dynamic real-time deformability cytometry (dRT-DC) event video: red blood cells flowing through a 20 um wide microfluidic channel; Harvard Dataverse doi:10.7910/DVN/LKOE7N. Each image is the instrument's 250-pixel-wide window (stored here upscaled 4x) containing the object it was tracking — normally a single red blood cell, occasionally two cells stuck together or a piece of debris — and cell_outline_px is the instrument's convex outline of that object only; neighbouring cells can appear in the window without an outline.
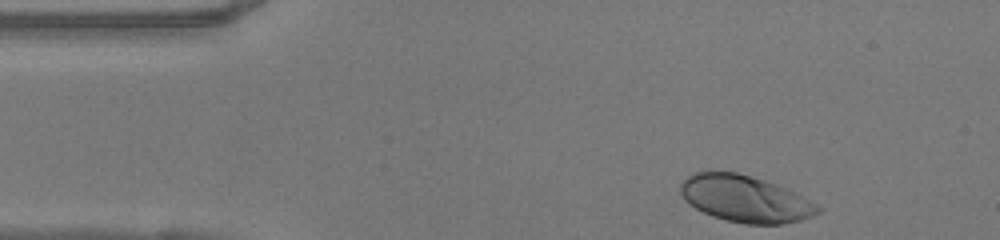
{"species": "human", "species_latin": "Homo sapiens", "temperature_condition": "warm", "stored_images_in_passage": 34, "camera_frame_rate_fps": 3000, "um_per_image_px": 0.085, "donor": {"sex": "female"}, "frame": {"image": 1, "passage_image": 1, "time_ms": 0.0, "image_size_px": [1000, 240], "cell_outline_px": [[820, 212], [812, 216], [800, 220], [780, 224], [744, 224], [712, 216], [688, 204], [684, 200], [680, 192], [680, 184], [688, 176], [696, 172], [708, 168], [712, 168], [736, 172], [752, 176], [776, 184], [816, 204], [820, 208]], "centroid_in_image_um": [63.25, 16.86], "position_along_channel_um": 21.7, "area_um2": 37.51}}
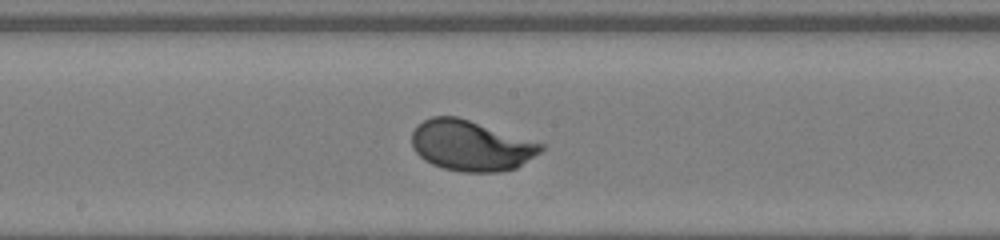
{"frame": {"image": 2, "passage_image": 20, "time_ms": 6.333, "image_size_px": [1000, 240], "cell_outline_px": [[544, 148], [540, 152], [516, 168], [496, 172], [460, 172], [444, 168], [432, 164], [424, 160], [412, 148], [412, 132], [416, 124], [432, 116], [456, 116], [544, 144]], "centroid_in_image_um": [39.99, 12.38], "position_along_channel_um": 208.2, "area_um2": 37.8}}
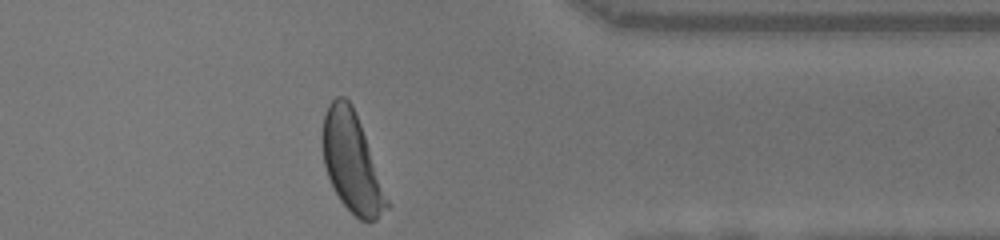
{"frame": {"image": 3, "passage_image": 34, "time_ms": 11.0, "image_size_px": [1000, 240], "cell_outline_px": [[392, 204], [376, 220], [360, 220], [340, 200], [328, 176], [324, 164], [320, 140], [324, 116], [328, 104], [336, 96], [344, 96], [352, 104]], "centroid_in_image_um": [29.91, 13.79], "position_along_channel_um": 381.5, "area_um2": 37.4}, "authors_computed_cell_mechanics": {"area_um2": 37.1943, "velocity_mm_per_s": 4.0518, "shape_relaxation_time_tau1_ms": 1.6407, "shape_relaxation_time_tau2_ms": null, "deformation_change_tau1": 0.1641, "deformation_change_tau2": null}}